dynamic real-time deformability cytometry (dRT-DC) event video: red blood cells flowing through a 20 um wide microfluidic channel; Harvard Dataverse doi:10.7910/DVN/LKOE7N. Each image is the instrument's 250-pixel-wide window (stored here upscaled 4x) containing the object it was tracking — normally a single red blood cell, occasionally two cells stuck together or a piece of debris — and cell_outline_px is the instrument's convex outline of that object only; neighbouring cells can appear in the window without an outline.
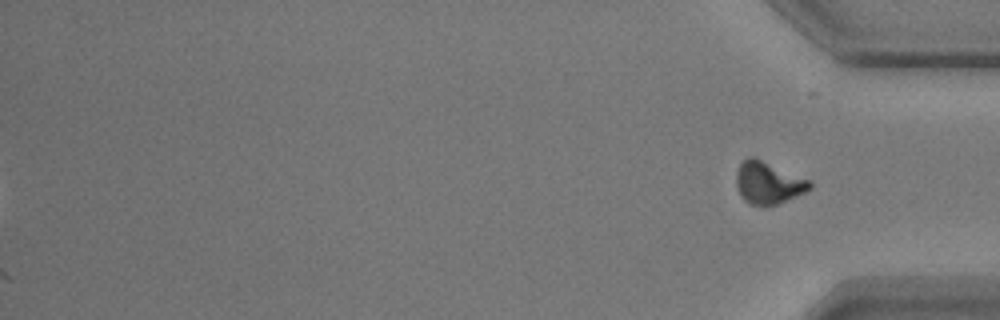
{"species": "common noctule bat (a hibernating species)", "species_latin": "Nyctalus noctula", "temperature_condition": "warm", "stored_images_in_passage": 42, "camera_frame_rate_fps": 3000, "um_per_image_px": 0.085, "animal": {"sex": "male", "body_mass_g": 17.9}, "frame": {"image": 1, "passage_image": 42, "time_ms": 13.667, "image_size_px": [1000, 320], "cell_outline_px": [[812, 188], [796, 196], [776, 204], [748, 204], [740, 196], [736, 184], [736, 172], [740, 164], [748, 156], [756, 156], [812, 180]], "centroid_in_image_um": [65.31, 15.49], "position_along_channel_um": 369.9, "area_um2": 18.32}}